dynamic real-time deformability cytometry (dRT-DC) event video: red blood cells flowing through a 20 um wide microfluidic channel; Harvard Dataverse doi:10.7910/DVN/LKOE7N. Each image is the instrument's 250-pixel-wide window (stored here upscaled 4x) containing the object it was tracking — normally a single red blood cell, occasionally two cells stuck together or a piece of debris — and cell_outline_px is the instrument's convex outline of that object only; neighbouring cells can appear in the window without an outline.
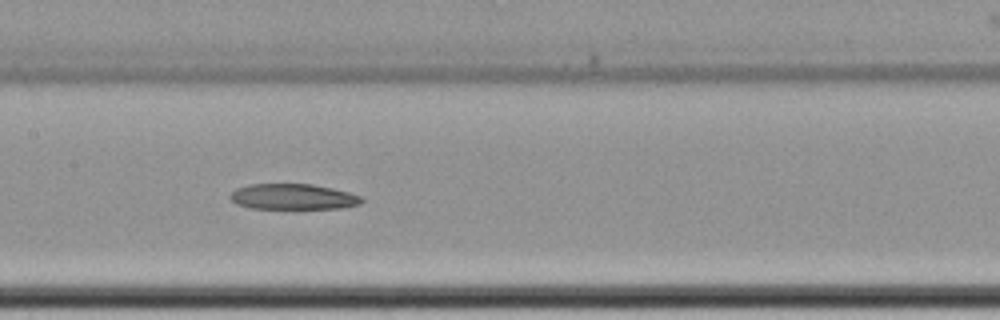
{"species": "common noctule bat (a hibernating species)", "species_latin": "Nyctalus noctula", "temperature_condition": "cold", "stored_images_in_passage": 11, "segment_of_instrument_passage": [1, 2], "camera_frame_rate_fps": 3000, "um_per_image_px": 0.085, "animal": {"sex": "female", "body_mass_g": 22.7, "forearm_length_mm": 54.2}, "frame": {"image": 1, "passage_image": 8, "time_ms": 9.0, "image_size_px": [1000, 320], "cell_outline_px": [[364, 200], [360, 204], [344, 208], [252, 208], [236, 204], [228, 196], [236, 188], [248, 184], [312, 184], [332, 188], [348, 192], [360, 196]], "centroid_in_image_um": [24.9, 16.71], "position_along_channel_um": 182.5, "area_um2": 19.59}}
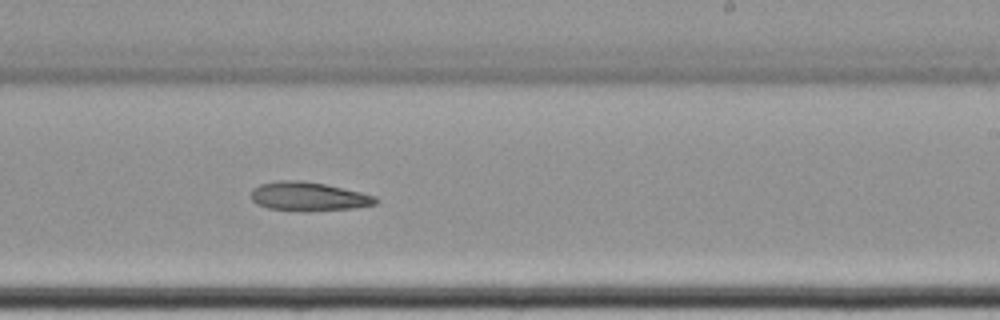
{"frame": {"image": 2, "passage_image": 10, "time_ms": 11.333, "image_size_px": [1000, 320], "cell_outline_px": [[380, 200], [376, 204], [356, 208], [304, 212], [268, 208], [256, 204], [252, 200], [252, 188], [260, 184], [276, 180], [304, 180], [324, 184], [360, 192], [376, 196]], "centroid_in_image_um": [26.22, 16.71], "position_along_channel_um": 262.8, "area_um2": 21.27}}